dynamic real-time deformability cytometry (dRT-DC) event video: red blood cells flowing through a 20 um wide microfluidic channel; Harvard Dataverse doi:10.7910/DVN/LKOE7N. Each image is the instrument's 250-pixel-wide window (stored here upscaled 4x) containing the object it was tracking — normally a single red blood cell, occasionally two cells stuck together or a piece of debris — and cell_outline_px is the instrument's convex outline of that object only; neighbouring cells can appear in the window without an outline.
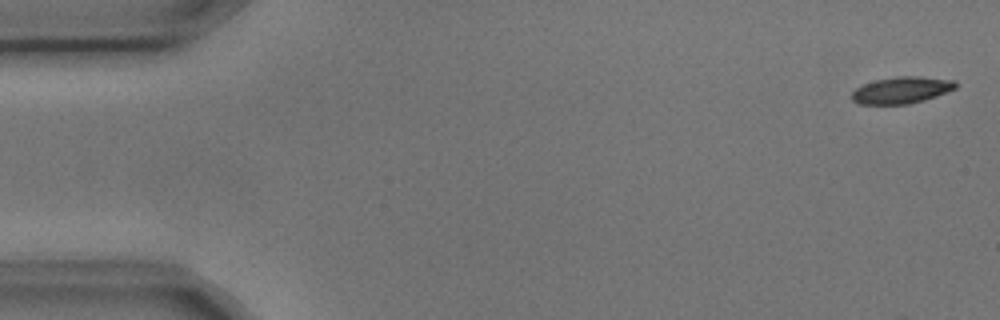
{"species": "common noctule bat (a hibernating species)", "species_latin": "Nyctalus noctula", "temperature_condition": "cold", "stored_images_in_passage": 4, "camera_frame_rate_fps": 3000, "um_per_image_px": 0.085, "animal": {"sex": "male", "body_mass_g": 17.9, "forearm_length_mm": 54.2}, "frame": {"image": 1, "passage_image": 1, "time_ms": 0.0, "image_size_px": [1000, 320], "cell_outline_px": [[956, 88], [936, 96], [924, 100], [908, 104], [860, 104], [852, 100], [852, 92], [856, 88], [864, 84], [876, 80], [896, 76], [920, 76], [956, 80]], "centroid_in_image_um": [76.64, 7.65], "position_along_channel_um": 8.4, "area_um2": 16.13}}
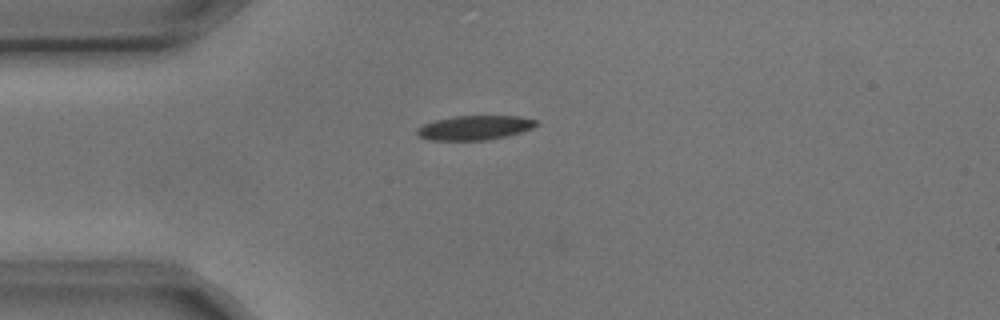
{"frame": {"image": 2, "passage_image": 4, "time_ms": 1.0, "image_size_px": [1000, 320], "cell_outline_px": [[540, 124], [532, 128], [508, 136], [488, 140], [428, 140], [420, 136], [416, 132], [424, 124], [436, 120], [452, 116], [520, 116], [536, 120]], "centroid_in_image_um": [40.4, 10.85], "position_along_channel_um": 44.6, "area_um2": 16.88}}